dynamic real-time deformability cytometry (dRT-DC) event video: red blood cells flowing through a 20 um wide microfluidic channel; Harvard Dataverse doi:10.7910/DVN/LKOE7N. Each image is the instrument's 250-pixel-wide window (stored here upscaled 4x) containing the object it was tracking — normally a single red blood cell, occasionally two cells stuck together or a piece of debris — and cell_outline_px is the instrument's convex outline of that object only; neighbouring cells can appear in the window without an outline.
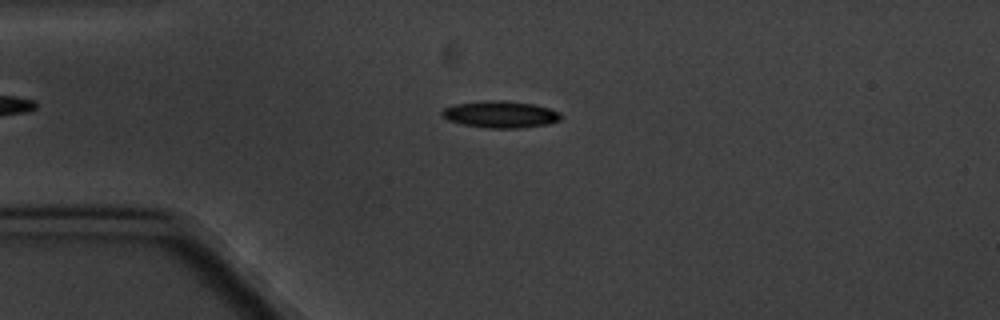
{"species": "common noctule bat (a hibernating species)", "species_latin": "Nyctalus noctula", "temperature_condition": "cold", "stored_images_in_passage": 5, "camera_frame_rate_fps": 3000, "um_per_image_px": 0.085, "animal": {"sex": "male", "body_mass_g": 20.1, "forearm_length_mm": 53.5}, "frame": {"image": 1, "passage_image": 4, "time_ms": 3.667, "image_size_px": [1000, 320], "cell_outline_px": [[560, 120], [548, 124], [520, 128], [488, 128], [460, 124], [448, 120], [440, 116], [440, 112], [444, 108], [456, 104], [484, 100], [504, 100], [532, 104], [548, 108], [560, 112]], "centroid_in_image_um": [42.49, 9.72], "position_along_channel_um": 42.5, "area_um2": 18.67}}